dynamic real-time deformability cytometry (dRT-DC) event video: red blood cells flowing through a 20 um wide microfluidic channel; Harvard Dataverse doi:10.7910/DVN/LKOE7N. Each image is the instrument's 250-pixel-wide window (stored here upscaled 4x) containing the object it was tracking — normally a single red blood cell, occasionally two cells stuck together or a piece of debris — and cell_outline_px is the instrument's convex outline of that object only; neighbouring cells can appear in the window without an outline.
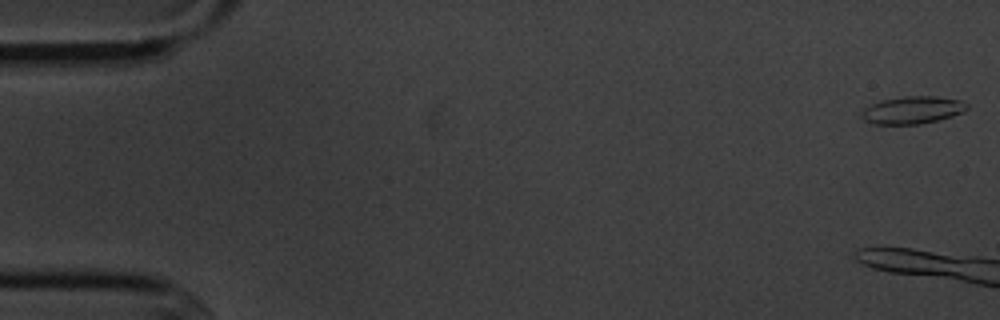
{"species": "common noctule bat (a hibernating species)", "species_latin": "Nyctalus noctula", "temperature_condition": "cold", "stored_images_in_passage": 9, "camera_frame_rate_fps": 3000, "um_per_image_px": 0.085, "animal": {"sex": "male", "body_mass_g": 20.1, "forearm_length_mm": 53.5}, "frame": {"image": 1, "passage_image": 1, "time_ms": 0.0, "image_size_px": [1000, 320], "cell_outline_px": [[968, 108], [964, 112], [952, 116], [920, 124], [876, 124], [864, 120], [860, 116], [860, 112], [864, 108], [880, 100], [904, 96], [936, 96], [960, 100], [968, 104]], "centroid_in_image_um": [77.55, 9.35], "position_along_channel_um": 7.5, "area_um2": 16.94}}
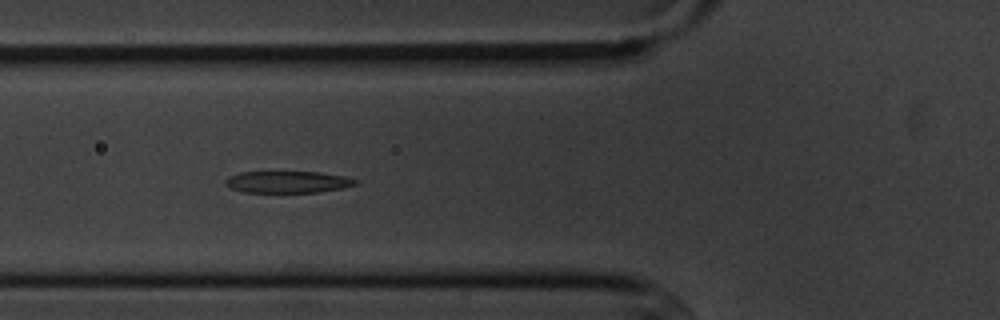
{"frame": {"image": 2, "passage_image": 8, "time_ms": 9.0, "image_size_px": [1000, 320], "cell_outline_px": [[356, 184], [344, 188], [316, 192], [244, 192], [232, 188], [224, 184], [224, 180], [228, 176], [240, 172], [320, 172], [344, 176], [356, 180]], "centroid_in_image_um": [24.42, 15.46], "position_along_channel_um": 101.4, "area_um2": 16.42}}
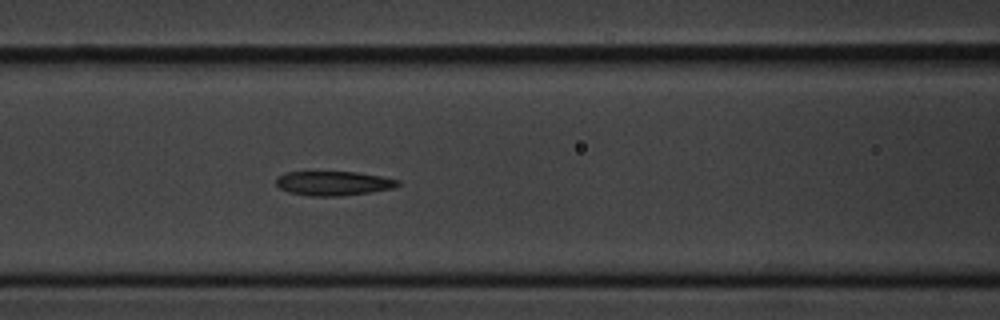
{"frame": {"image": 3, "passage_image": 9, "time_ms": 10.0, "image_size_px": [1000, 320], "cell_outline_px": [[400, 184], [392, 188], [372, 192], [336, 196], [312, 196], [288, 192], [280, 188], [276, 184], [276, 176], [284, 172], [356, 172], [380, 176], [400, 180]], "centroid_in_image_um": [28.31, 15.57], "position_along_channel_um": 138.3, "area_um2": 17.22}}